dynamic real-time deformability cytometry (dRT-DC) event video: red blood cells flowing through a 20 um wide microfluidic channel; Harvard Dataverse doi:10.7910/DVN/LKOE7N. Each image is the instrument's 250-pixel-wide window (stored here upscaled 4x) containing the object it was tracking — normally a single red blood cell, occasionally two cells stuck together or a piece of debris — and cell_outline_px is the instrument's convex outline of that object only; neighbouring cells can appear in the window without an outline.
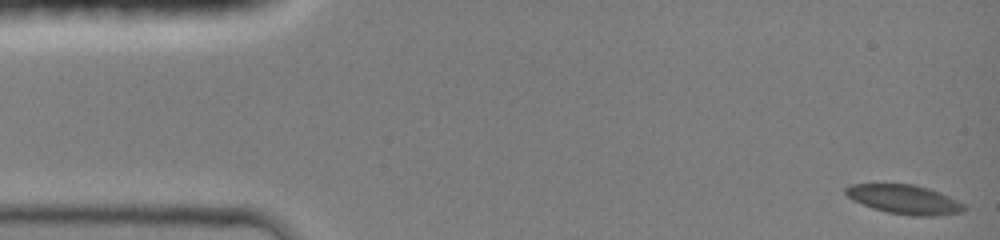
{"species": "common noctule bat (a hibernating species)", "species_latin": "Nyctalus noctula", "temperature_condition": "room temperature", "stored_images_in_passage": 45, "camera_frame_rate_fps": 3000, "um_per_image_px": 0.085, "animal": {"sex": "female", "body_mass_g": 19.0, "forearm_length_mm": 51.5}, "frame": {"image": 1, "passage_image": 1, "time_ms": 0.0, "image_size_px": [1000, 240], "cell_outline_px": [[964, 208], [960, 212], [936, 216], [908, 216], [888, 212], [872, 208], [852, 200], [844, 192], [844, 188], [852, 184], [912, 184], [928, 188], [948, 196], [964, 204]], "centroid_in_image_um": [76.83, 16.95], "position_along_channel_um": 8.2, "area_um2": 20.0}}
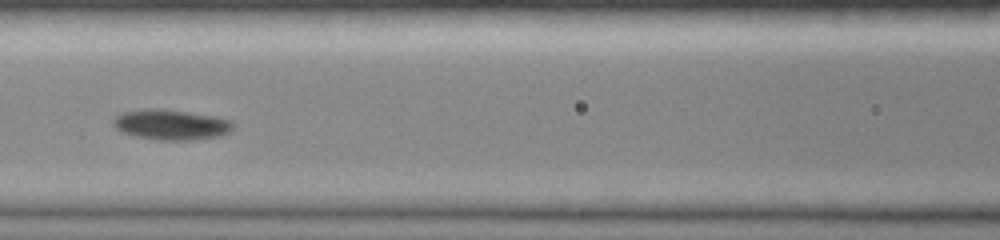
{"frame": {"image": 2, "passage_image": 20, "time_ms": 6.333, "image_size_px": [1000, 240], "cell_outline_px": [[236, 124], [228, 132], [220, 136], [192, 140], [156, 140], [136, 136], [124, 132], [116, 128], [112, 120], [116, 116], [124, 112], [148, 108], [156, 108], [212, 116], [232, 120]], "centroid_in_image_um": [14.56, 10.6], "position_along_channel_um": 152.0, "area_um2": 20.92}}
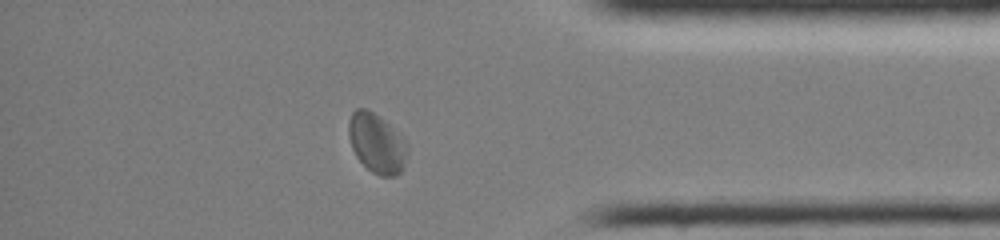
{"frame": {"image": 3, "passage_image": 39, "time_ms": 12.667, "image_size_px": [1000, 240], "cell_outline_px": [[408, 152], [404, 168], [396, 176], [380, 176], [372, 172], [356, 156], [352, 148], [348, 136], [348, 120], [352, 112], [356, 108], [368, 108], [400, 132], [404, 136], [408, 144]], "centroid_in_image_um": [32.05, 12.16], "position_along_channel_um": 403.1, "area_um2": 20.87}, "authors_computed_cell_mechanics": {"area_um2": 19.7098, "velocity_mm_per_s": 4.1212, "shape_relaxation_time_tau1_ms": 2.7268, "shape_relaxation_time_tau2_ms": 2.6335, "deformation_change_tau1": 0.111, "deformation_change_tau2": 0.0301}}